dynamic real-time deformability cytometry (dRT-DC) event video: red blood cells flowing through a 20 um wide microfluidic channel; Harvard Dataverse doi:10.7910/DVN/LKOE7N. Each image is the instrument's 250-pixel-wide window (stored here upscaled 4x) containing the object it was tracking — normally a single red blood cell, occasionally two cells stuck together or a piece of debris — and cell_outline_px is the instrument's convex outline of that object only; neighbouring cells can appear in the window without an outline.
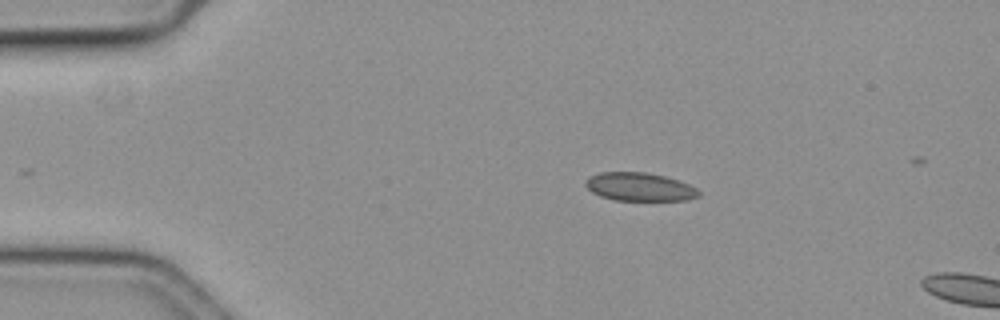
{"species": "common noctule bat (a hibernating species)", "species_latin": "Nyctalus noctula", "temperature_condition": "cold", "stored_images_in_passage": 4, "camera_frame_rate_fps": 3000, "um_per_image_px": 0.085, "animal": {"sex": "female", "body_mass_g": 19.3, "forearm_length_mm": 54.1}, "frame": {"image": 1, "passage_image": 1, "time_ms": 0.0, "image_size_px": [1000, 320], "cell_outline_px": [[700, 196], [688, 200], [612, 200], [600, 196], [592, 192], [584, 184], [584, 180], [600, 172], [644, 172], [664, 176], [688, 184], [696, 188], [700, 192]], "centroid_in_image_um": [54.35, 15.89], "position_along_channel_um": 30.7, "area_um2": 18.61}}